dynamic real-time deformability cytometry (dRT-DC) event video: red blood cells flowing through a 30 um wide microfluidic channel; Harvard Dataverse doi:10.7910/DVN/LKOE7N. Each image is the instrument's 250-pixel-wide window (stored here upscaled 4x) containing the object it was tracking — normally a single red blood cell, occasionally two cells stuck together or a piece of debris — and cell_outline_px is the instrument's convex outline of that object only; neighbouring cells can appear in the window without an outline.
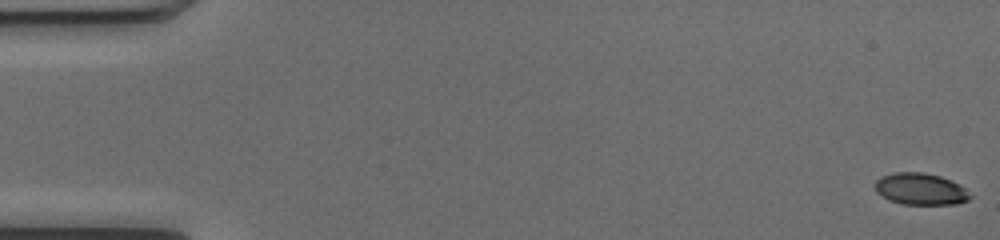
{"species": "common noctule bat (a hibernating species)", "species_latin": "Nyctalus noctula", "temperature_condition": "cold", "stored_images_in_passage": 15, "camera_frame_rate_fps": 3000, "um_per_image_px": 0.085, "animal": {"sex": "female", "body_mass_g": 17.0, "forearm_length_mm": 48.0}, "frame": {"image": 1, "passage_image": 1, "time_ms": 0.0, "image_size_px": [1000, 240], "cell_outline_px": [[972, 196], [968, 200], [956, 204], [904, 204], [888, 200], [876, 192], [876, 180], [880, 176], [892, 172], [924, 172], [940, 176], [952, 180], [960, 184]], "centroid_in_image_um": [78.24, 16.05], "position_along_channel_um": 6.8, "area_um2": 17.69}}
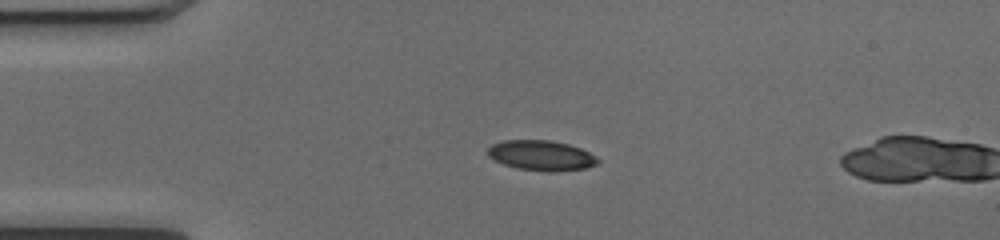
{"frame": {"image": 2, "passage_image": 13, "time_ms": 4.0, "image_size_px": [1000, 240], "cell_outline_px": [[600, 160], [596, 164], [588, 168], [552, 172], [548, 172], [516, 168], [504, 164], [488, 156], [488, 148], [492, 144], [504, 140], [548, 140], [568, 144], [580, 148], [596, 156]], "centroid_in_image_um": [46.02, 13.22], "position_along_channel_um": 39.0, "area_um2": 19.31}}